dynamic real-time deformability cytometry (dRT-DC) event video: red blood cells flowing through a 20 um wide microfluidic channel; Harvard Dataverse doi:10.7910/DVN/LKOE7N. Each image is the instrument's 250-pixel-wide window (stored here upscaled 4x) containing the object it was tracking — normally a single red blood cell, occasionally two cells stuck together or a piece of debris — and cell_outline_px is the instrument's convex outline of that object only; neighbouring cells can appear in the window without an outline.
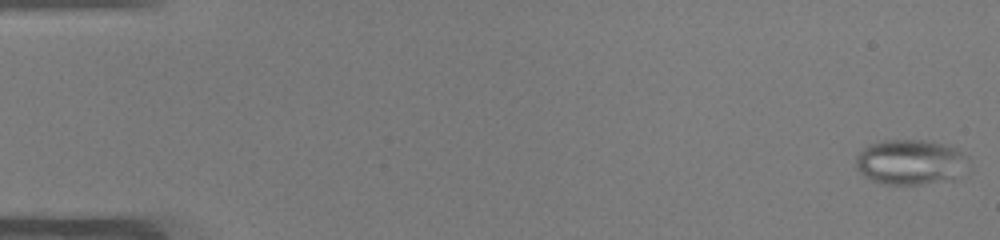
{"species": "common noctule bat (a hibernating species)", "species_latin": "Nyctalus noctula", "temperature_condition": "warm", "stored_images_in_passage": 50, "camera_frame_rate_fps": 3000, "um_per_image_px": 0.085, "animal": {"sex": "male", "body_mass_g": 19.0, "forearm_length_mm": 50.8}, "frame": {"image": 1, "passage_image": 1, "time_ms": 0.0, "image_size_px": [1000, 240], "cell_outline_px": [[968, 156], [952, 180], [920, 184], [880, 184], [864, 176], [856, 168], [856, 156], [868, 144], [884, 140], [924, 140], [944, 144], [956, 148]], "centroid_in_image_um": [77.3, 13.77], "position_along_channel_um": 7.7, "area_um2": 29.19}}
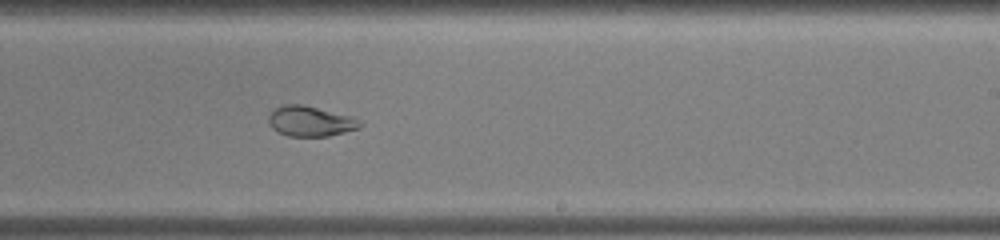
{"frame": {"image": 2, "passage_image": 31, "time_ms": 10.0, "image_size_px": [1000, 240], "cell_outline_px": [[364, 124], [360, 128], [328, 136], [288, 136], [276, 132], [268, 124], [268, 116], [280, 104], [304, 104], [356, 116], [364, 120]], "centroid_in_image_um": [26.45, 10.29], "position_along_channel_um": 262.6, "area_um2": 16.76}}
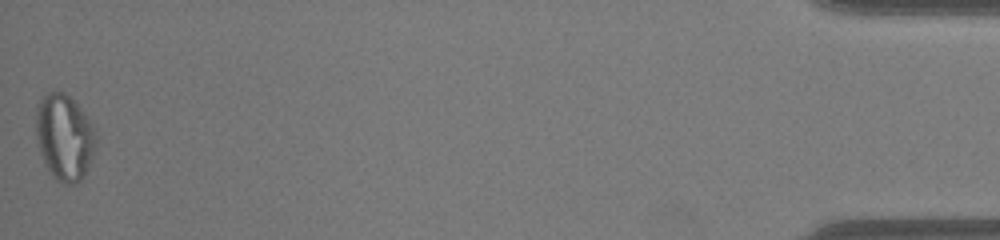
{"frame": {"image": 3, "passage_image": 50, "time_ms": 16.333, "image_size_px": [1000, 240], "cell_outline_px": [[96, 140], [92, 156], [88, 168], [84, 176], [80, 180], [72, 184], [64, 184], [56, 180], [52, 176], [44, 164], [40, 152], [36, 136], [36, 104], [48, 92], [64, 92], [76, 104], [92, 124], [96, 136]], "centroid_in_image_um": [5.45, 11.69], "position_along_channel_um": 429.8, "area_um2": 29.88}, "authors_computed_cell_mechanics": {"area_um2": 24.4494, "velocity_mm_per_s": 4.0598, "shape_relaxation_time_tau1_ms": null, "shape_relaxation_time_tau2_ms": 1.1929, "deformation_change_tau1": null, "deformation_change_tau2": 0.0657}}